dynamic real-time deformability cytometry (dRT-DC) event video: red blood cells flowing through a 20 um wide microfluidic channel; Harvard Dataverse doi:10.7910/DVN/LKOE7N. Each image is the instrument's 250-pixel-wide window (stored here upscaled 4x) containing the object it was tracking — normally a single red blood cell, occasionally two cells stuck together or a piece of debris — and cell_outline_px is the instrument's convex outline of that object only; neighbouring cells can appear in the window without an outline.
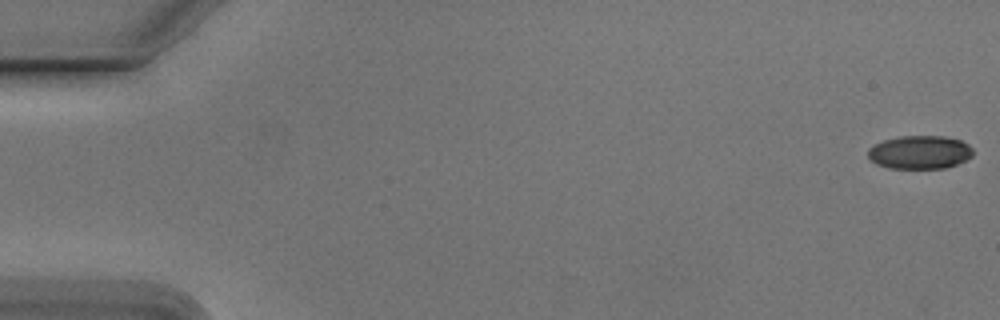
{"species": "Egyptian fruit bat (a non-hibernating species)", "species_latin": "Rousettus aegyptiacus", "temperature_condition": "cold", "stored_images_in_passage": 55, "camera_frame_rate_fps": 3000, "um_per_image_px": 0.085, "animal": {"sex": "male"}, "frame": {"image": 1, "passage_image": 1, "time_ms": 0.0, "image_size_px": [1000, 320], "cell_outline_px": [[972, 156], [956, 164], [944, 168], [888, 168], [876, 164], [868, 156], [868, 148], [884, 140], [900, 136], [944, 136], [960, 140], [968, 144], [972, 148]], "centroid_in_image_um": [78.17, 12.94], "position_along_channel_um": 6.8, "area_um2": 20.29}}
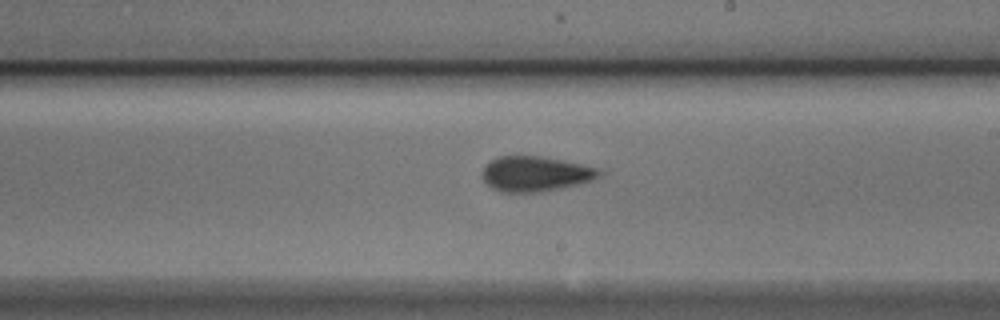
{"frame": {"image": 2, "passage_image": 32, "time_ms": 10.333, "image_size_px": [1000, 320], "cell_outline_px": [[608, 172], [592, 180], [580, 184], [544, 192], [500, 192], [492, 188], [484, 180], [484, 168], [492, 160], [500, 156], [540, 156], [608, 168]], "centroid_in_image_um": [45.68, 14.78], "position_along_channel_um": 243.3, "area_um2": 24.39}}
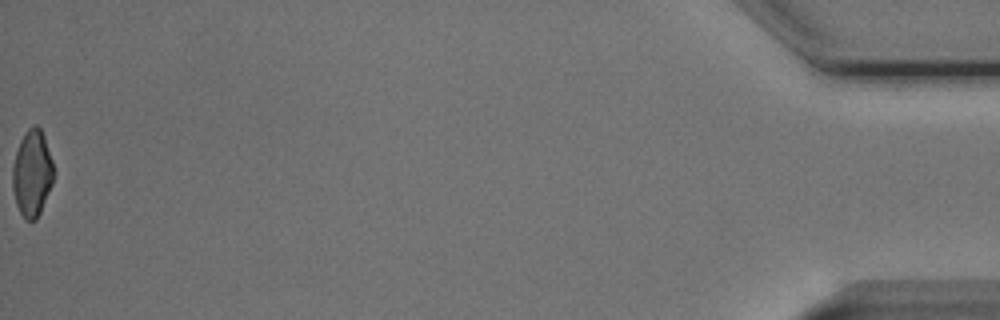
{"frame": {"image": 3, "passage_image": 55, "time_ms": 18.0, "image_size_px": [1000, 320], "cell_outline_px": [[52, 184], [40, 212], [36, 220], [24, 220], [16, 204], [12, 188], [12, 168], [16, 152], [20, 140], [24, 132], [32, 124], [36, 124], [40, 128], [44, 136], [52, 160]], "centroid_in_image_um": [2.7, 14.72], "position_along_channel_um": 432.5, "area_um2": 20.63}, "authors_computed_cell_mechanics": {"area_um2": 22.8888, "velocity_mm_per_s": 3.792, "shape_relaxation_time_tau1_ms": 2.32, "shape_relaxation_time_tau2_ms": 2.6417, "deformation_change_tau1": 0.1098, "deformation_change_tau2": 0.1079}}